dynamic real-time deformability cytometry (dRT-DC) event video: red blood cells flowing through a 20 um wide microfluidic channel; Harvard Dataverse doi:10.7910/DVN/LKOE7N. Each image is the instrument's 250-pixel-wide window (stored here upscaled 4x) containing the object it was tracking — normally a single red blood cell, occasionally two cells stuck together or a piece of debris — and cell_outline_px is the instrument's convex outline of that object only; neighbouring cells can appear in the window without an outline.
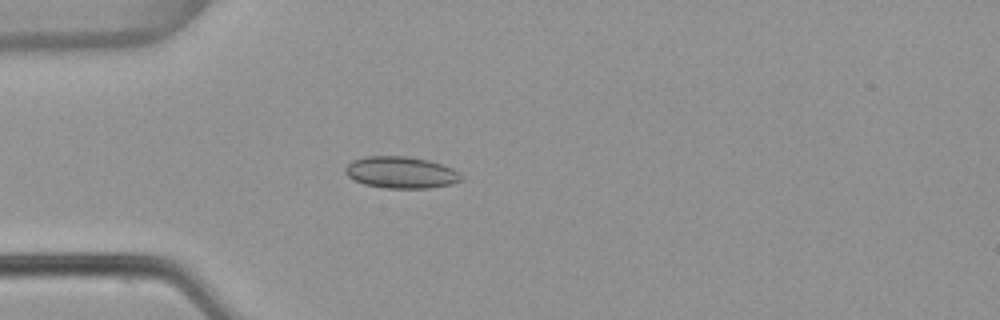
{"species": "common noctule bat (a hibernating species)", "species_latin": "Nyctalus noctula", "temperature_condition": "warm", "stored_images_in_passage": 5, "camera_frame_rate_fps": 3000, "um_per_image_px": 0.085, "animal": {"sex": "female", "body_mass_g": 22.7, "forearm_length_mm": 54.2}, "frame": {"image": 1, "passage_image": 4, "time_ms": 1.0, "image_size_px": [1000, 320], "cell_outline_px": [[460, 180], [452, 184], [428, 188], [384, 188], [364, 184], [348, 176], [344, 172], [344, 168], [352, 160], [368, 156], [408, 156], [428, 160], [452, 168], [460, 176]], "centroid_in_image_um": [34.04, 14.65], "position_along_channel_um": 51.0, "area_um2": 21.21}}